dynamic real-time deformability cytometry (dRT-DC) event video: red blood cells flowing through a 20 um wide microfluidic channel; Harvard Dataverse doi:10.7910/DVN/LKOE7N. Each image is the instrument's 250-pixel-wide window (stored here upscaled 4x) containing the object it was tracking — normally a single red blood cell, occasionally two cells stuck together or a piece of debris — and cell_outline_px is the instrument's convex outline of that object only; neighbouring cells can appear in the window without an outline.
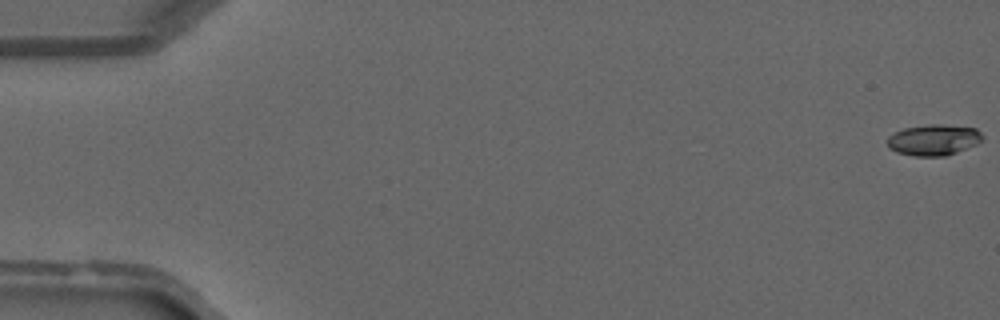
{"species": "common noctule bat (a hibernating species)", "species_latin": "Nyctalus noctula", "temperature_condition": "warm", "stored_images_in_passage": 41, "camera_frame_rate_fps": 3000, "um_per_image_px": 0.085, "animal": {"sex": "male", "forearm_length_mm": 52.5}, "frame": {"image": 1, "passage_image": 1, "time_ms": 0.0, "image_size_px": [1000, 320], "cell_outline_px": [[984, 136], [976, 144], [956, 152], [944, 156], [912, 156], [896, 152], [888, 148], [888, 136], [904, 128], [928, 124], [940, 124], [976, 128]], "centroid_in_image_um": [79.33, 11.89], "position_along_channel_um": 5.7, "area_um2": 17.11}}
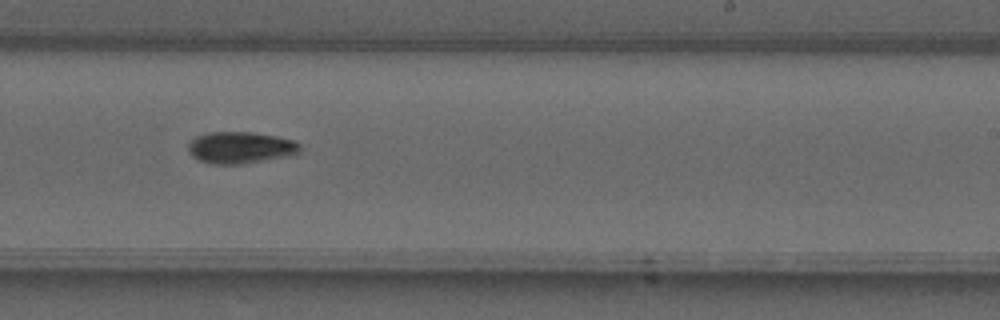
{"frame": {"image": 2, "passage_image": 26, "time_ms": 8.333, "image_size_px": [1000, 320], "cell_outline_px": [[300, 152], [288, 156], [240, 164], [212, 164], [200, 160], [192, 156], [188, 152], [188, 144], [196, 136], [208, 132], [252, 132], [276, 136], [296, 140], [300, 144]], "centroid_in_image_um": [20.44, 12.54], "position_along_channel_um": 268.6, "area_um2": 20.69}}
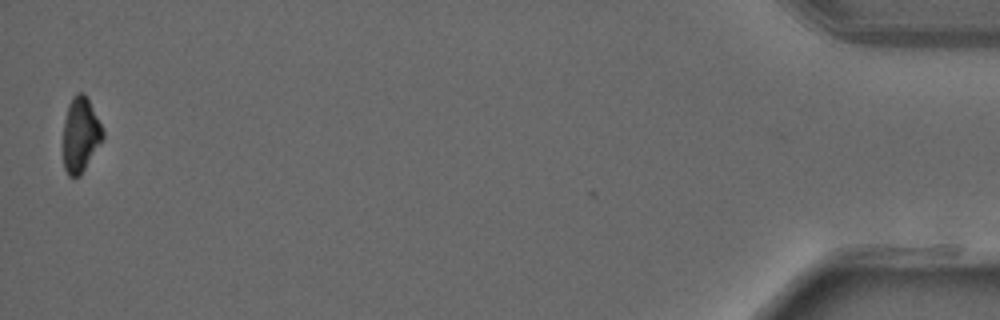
{"frame": {"image": 3, "passage_image": 41, "time_ms": 13.333, "image_size_px": [1000, 320], "cell_outline_px": [[104, 140], [80, 176], [68, 176], [64, 168], [64, 120], [68, 104], [72, 96], [76, 92], [84, 92], [104, 132]], "centroid_in_image_um": [6.85, 11.46], "position_along_channel_um": 428.4, "area_um2": 17.28}}